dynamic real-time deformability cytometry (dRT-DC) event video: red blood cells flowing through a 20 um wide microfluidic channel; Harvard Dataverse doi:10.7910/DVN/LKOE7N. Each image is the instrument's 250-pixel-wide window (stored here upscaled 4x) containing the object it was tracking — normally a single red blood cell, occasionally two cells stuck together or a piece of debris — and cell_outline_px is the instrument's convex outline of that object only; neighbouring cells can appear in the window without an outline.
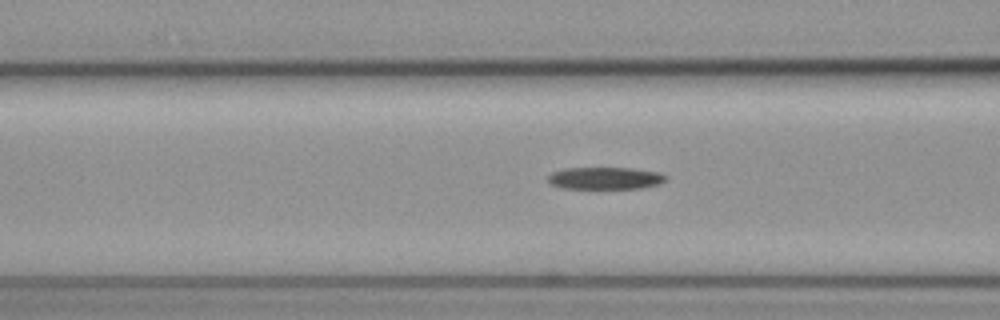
{"species": "common noctule bat (a hibernating species)", "species_latin": "Nyctalus noctula", "temperature_condition": "cold", "stored_images_in_passage": 27, "camera_frame_rate_fps": 3000, "um_per_image_px": 0.085, "animal": {"sex": "female", "body_mass_g": 19.3, "forearm_length_mm": 54.1}, "frame": {"image": 1, "passage_image": 5, "time_ms": 1.333, "image_size_px": [1000, 320], "cell_outline_px": [[668, 176], [664, 180], [656, 184], [640, 188], [564, 188], [552, 184], [548, 180], [548, 176], [552, 172], [564, 168], [632, 168], [660, 172]], "centroid_in_image_um": [51.43, 15.13], "position_along_channel_um": 115.2, "area_um2": 15.03}}
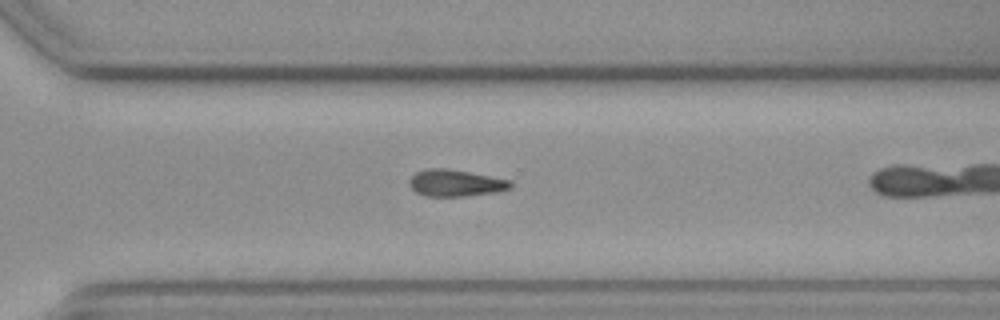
{"frame": {"image": 2, "passage_image": 23, "time_ms": 7.333, "image_size_px": [1000, 320], "cell_outline_px": [[512, 188], [496, 192], [464, 196], [424, 196], [416, 192], [412, 188], [412, 176], [416, 172], [424, 168], [444, 168], [468, 172], [508, 180], [512, 184]], "centroid_in_image_um": [38.72, 15.56], "position_along_channel_um": 331.9, "area_um2": 15.43}}